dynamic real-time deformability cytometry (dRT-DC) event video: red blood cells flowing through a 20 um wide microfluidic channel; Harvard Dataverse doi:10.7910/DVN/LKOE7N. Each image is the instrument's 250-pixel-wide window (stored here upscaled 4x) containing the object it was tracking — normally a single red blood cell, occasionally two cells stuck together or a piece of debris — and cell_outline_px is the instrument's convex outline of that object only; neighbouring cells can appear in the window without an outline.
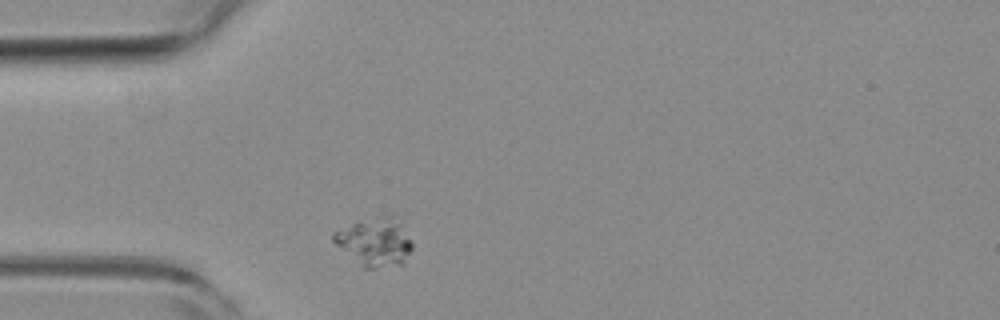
{"species": "common noctule bat (a hibernating species)", "species_latin": "Nyctalus noctula", "temperature_condition": "room temperature", "stored_images_in_passage": 44, "camera_frame_rate_fps": 3000, "um_per_image_px": 0.085, "animal": {"sex": "female", "body_mass_g": 19.3, "forearm_length_mm": 54.1}, "frame": {"image": 1, "passage_image": 2, "time_ms": 0.333, "image_size_px": [1000, 320], "cell_outline_px": [[412, 248], [404, 264], [376, 268], [364, 268], [336, 244], [332, 240], [332, 232], [352, 224], [392, 212], [412, 240]], "centroid_in_image_um": [31.91, 20.55], "position_along_channel_um": 53.1, "area_um2": 22.02}}
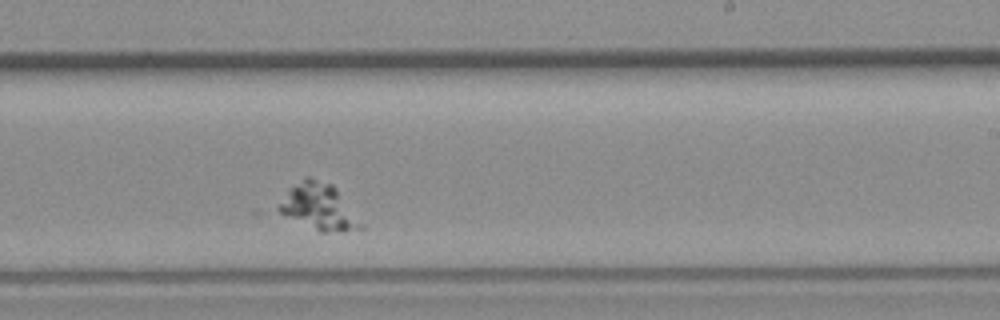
{"frame": {"image": 2, "passage_image": 21, "time_ms": 6.667, "image_size_px": [1000, 320], "cell_outline_px": [[364, 228], [344, 232], [320, 232], [272, 208], [304, 176], [308, 176], [332, 184], [336, 188], [364, 224]], "centroid_in_image_um": [27.12, 17.59], "position_along_channel_um": 261.9, "area_um2": 22.02}}
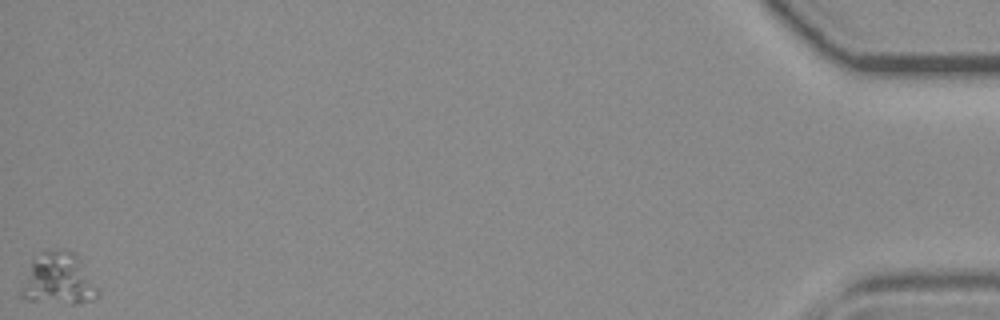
{"frame": {"image": 3, "passage_image": 44, "time_ms": 14.333, "image_size_px": [1000, 320], "cell_outline_px": [[100, 296], [96, 300], [76, 304], [72, 304], [28, 300], [20, 296], [16, 292], [32, 256], [44, 248], [64, 248], [76, 252], [100, 292]], "centroid_in_image_um": [4.9, 23.68], "position_along_channel_um": 430.3, "area_um2": 24.57}}